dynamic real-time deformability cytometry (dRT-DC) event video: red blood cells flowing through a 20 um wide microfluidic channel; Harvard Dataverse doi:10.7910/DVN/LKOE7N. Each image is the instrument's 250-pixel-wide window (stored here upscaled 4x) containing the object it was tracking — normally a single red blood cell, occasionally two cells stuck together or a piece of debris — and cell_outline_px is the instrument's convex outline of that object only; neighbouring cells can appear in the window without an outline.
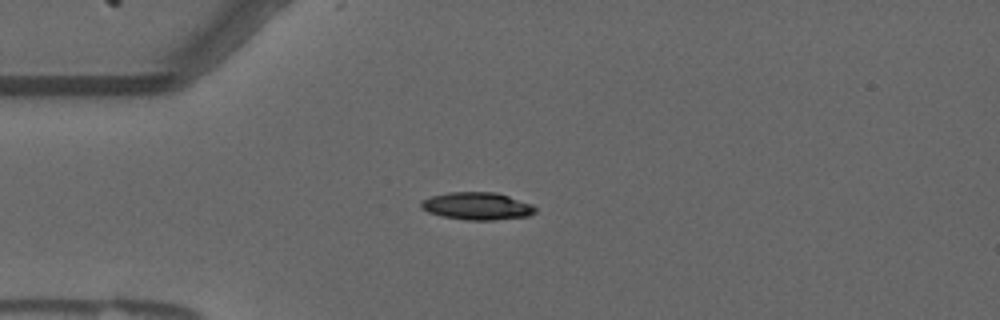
{"species": "common noctule bat (a hibernating species)", "species_latin": "Nyctalus noctula", "temperature_condition": "warm", "stored_images_in_passage": 42, "camera_frame_rate_fps": 3000, "um_per_image_px": 0.085, "animal": {"sex": "male", "forearm_length_mm": 52.5}, "frame": {"image": 1, "passage_image": 1, "time_ms": 0.0, "image_size_px": [1000, 320], "cell_outline_px": [[536, 212], [528, 216], [492, 220], [468, 220], [444, 216], [428, 212], [420, 208], [420, 200], [432, 196], [448, 192], [496, 192], [532, 204], [536, 208]], "centroid_in_image_um": [40.54, 17.51], "position_along_channel_um": 44.5, "area_um2": 18.26}}
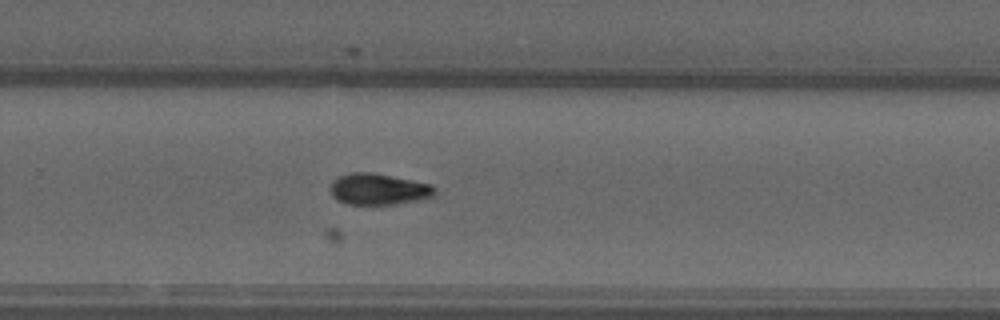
{"frame": {"image": 2, "passage_image": 23, "time_ms": 7.333, "image_size_px": [1000, 320], "cell_outline_px": [[436, 192], [432, 196], [424, 200], [396, 204], [348, 204], [332, 196], [332, 180], [340, 176], [352, 172], [372, 172], [432, 184], [436, 188]], "centroid_in_image_um": [32.24, 16.08], "position_along_channel_um": 297.6, "area_um2": 19.02}}
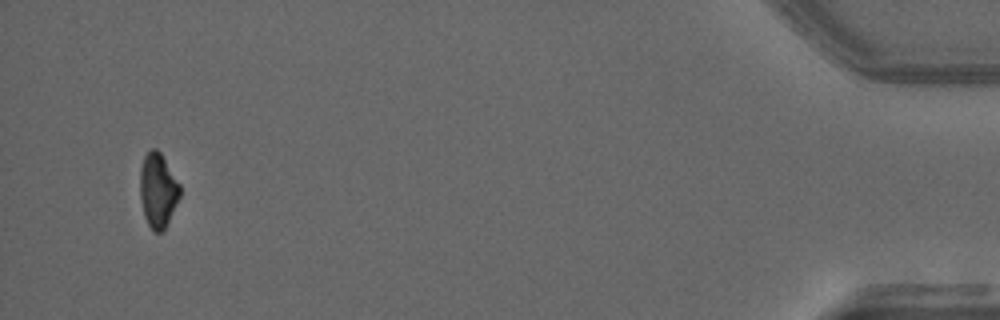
{"frame": {"image": 3, "passage_image": 40, "time_ms": 13.0, "image_size_px": [1000, 320], "cell_outline_px": [[180, 196], [164, 228], [160, 232], [152, 232], [144, 216], [140, 200], [140, 168], [144, 156], [152, 148], [156, 148], [160, 152], [180, 184]], "centroid_in_image_um": [13.4, 16.16], "position_along_channel_um": 421.8, "area_um2": 17.17}, "authors_computed_cell_mechanics": {"area_um2": 18.6983, "velocity_mm_per_s": 3.7023, "shape_relaxation_time_tau1_ms": 8.2487, "shape_relaxation_time_tau2_ms": null, "deformation_change_tau1": 0.2005, "deformation_change_tau2": null}}